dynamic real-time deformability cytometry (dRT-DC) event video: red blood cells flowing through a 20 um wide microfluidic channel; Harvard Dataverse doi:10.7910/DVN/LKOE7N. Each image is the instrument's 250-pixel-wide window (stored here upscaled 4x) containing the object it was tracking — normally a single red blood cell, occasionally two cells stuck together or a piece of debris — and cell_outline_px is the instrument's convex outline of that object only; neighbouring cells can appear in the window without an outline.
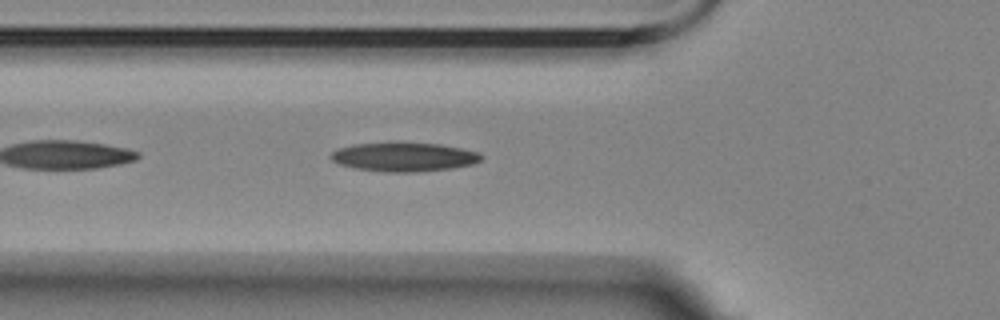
{"species": "Egyptian fruit bat (a non-hibernating species)", "species_latin": "Rousettus aegyptiacus", "temperature_condition": "room temperature", "stored_images_in_passage": 25, "camera_frame_rate_fps": 3000, "um_per_image_px": 0.085, "animal": {"sex": "female"}, "frame": {"image": 1, "passage_image": 6, "time_ms": 1.667, "image_size_px": [1000, 320], "cell_outline_px": [[484, 156], [480, 160], [472, 164], [452, 168], [416, 172], [384, 172], [356, 168], [340, 164], [332, 160], [328, 156], [332, 152], [340, 148], [352, 144], [396, 140], [440, 144], [480, 152]], "centroid_in_image_um": [34.32, 13.3], "position_along_channel_um": 91.5, "area_um2": 26.13}}
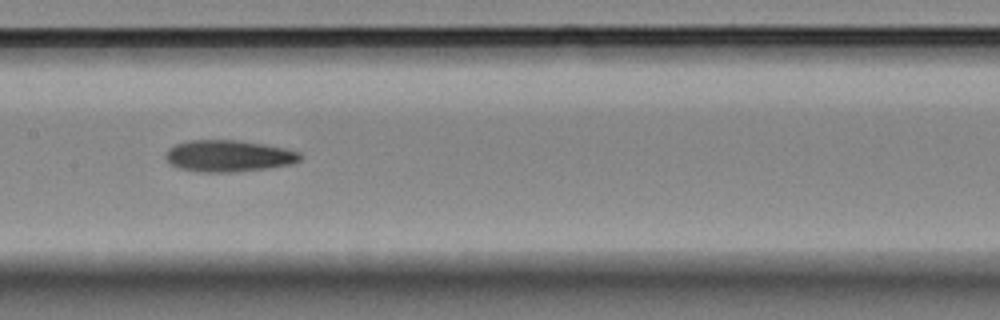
{"frame": {"image": 2, "passage_image": 14, "time_ms": 4.333, "image_size_px": [1000, 320], "cell_outline_px": [[300, 160], [292, 164], [264, 168], [228, 172], [200, 172], [180, 168], [168, 164], [164, 156], [168, 148], [176, 144], [188, 140], [236, 140], [264, 144], [284, 148], [300, 152]], "centroid_in_image_um": [19.37, 13.25], "position_along_channel_um": 188.0, "area_um2": 24.68}}
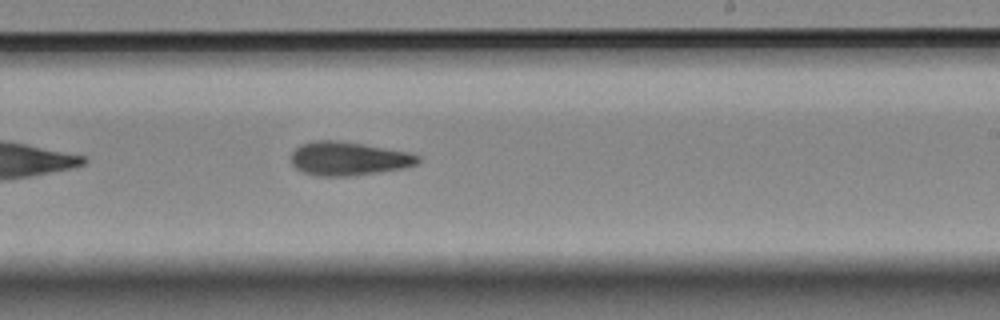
{"frame": {"image": 3, "passage_image": 20, "time_ms": 6.333, "image_size_px": [1000, 320], "cell_outline_px": [[420, 160], [416, 164], [404, 168], [348, 176], [316, 176], [304, 172], [296, 168], [292, 164], [292, 152], [300, 144], [312, 140], [336, 140], [364, 144], [408, 152], [420, 156]], "centroid_in_image_um": [29.6, 13.47], "position_along_channel_um": 259.4, "area_um2": 24.8}}